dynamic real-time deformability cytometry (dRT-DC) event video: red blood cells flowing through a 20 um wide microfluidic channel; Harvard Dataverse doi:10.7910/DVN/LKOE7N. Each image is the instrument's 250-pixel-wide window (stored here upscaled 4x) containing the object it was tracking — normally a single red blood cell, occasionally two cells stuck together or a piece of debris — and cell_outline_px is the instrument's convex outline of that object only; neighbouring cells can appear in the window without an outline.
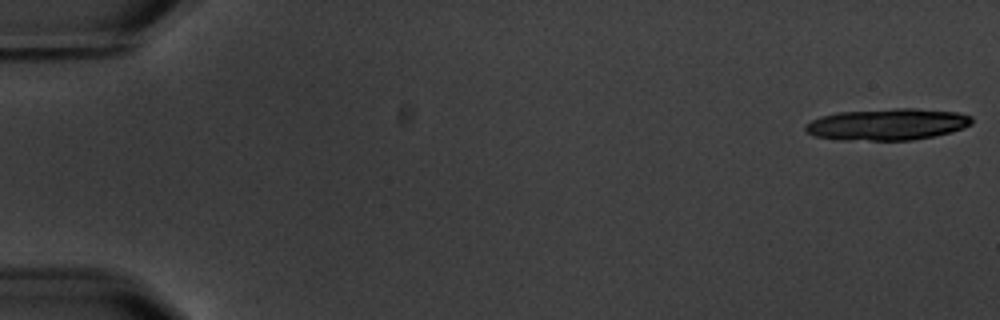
{"species": "common noctule bat (a hibernating species)", "species_latin": "Nyctalus noctula", "temperature_condition": "warm", "stored_images_in_passage": 3, "camera_frame_rate_fps": 3000, "um_per_image_px": 0.085, "animal": {"sex": "male", "body_mass_g": 20.1, "forearm_length_mm": 53.5}, "frame": {"image": 1, "passage_image": 1, "time_ms": 0.0, "image_size_px": [1000, 320], "cell_outline_px": [[972, 124], [964, 128], [952, 132], [912, 140], [840, 140], [816, 136], [808, 132], [804, 128], [804, 124], [820, 116], [836, 112], [896, 108], [916, 108], [956, 112], [972, 116]], "centroid_in_image_um": [75.42, 10.56], "position_along_channel_um": 9.6, "area_um2": 30.81}}